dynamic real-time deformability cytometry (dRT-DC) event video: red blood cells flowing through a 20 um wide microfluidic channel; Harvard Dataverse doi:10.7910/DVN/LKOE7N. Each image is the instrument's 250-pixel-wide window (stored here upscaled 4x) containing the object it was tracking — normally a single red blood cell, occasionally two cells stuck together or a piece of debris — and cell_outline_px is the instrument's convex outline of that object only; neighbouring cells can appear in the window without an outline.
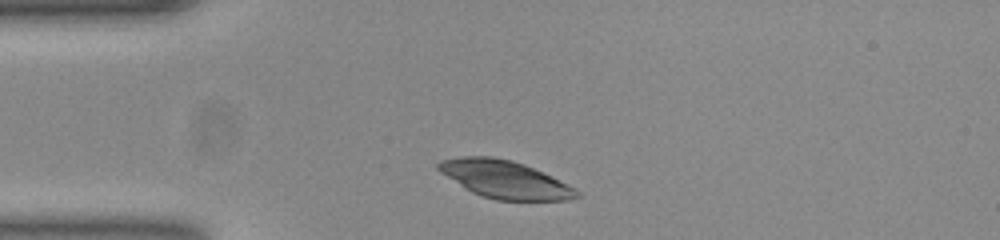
{"species": "common noctule bat (a hibernating species)", "species_latin": "Nyctalus noctula", "temperature_condition": "room temperature", "stored_images_in_passage": 33, "camera_frame_rate_fps": 3000, "um_per_image_px": 0.085, "animal": {"sex": "female", "body_mass_g": 23.0, "forearm_length_mm": 53.4}, "frame": {"image": 1, "passage_image": 1, "time_ms": 0.0, "image_size_px": [1000, 240], "cell_outline_px": [[580, 196], [568, 200], [496, 200], [472, 192], [440, 172], [436, 168], [436, 164], [440, 160], [460, 156], [492, 156], [512, 160], [524, 164], [576, 188], [580, 192]], "centroid_in_image_um": [42.89, 15.24], "position_along_channel_um": 42.1, "area_um2": 30.11}}
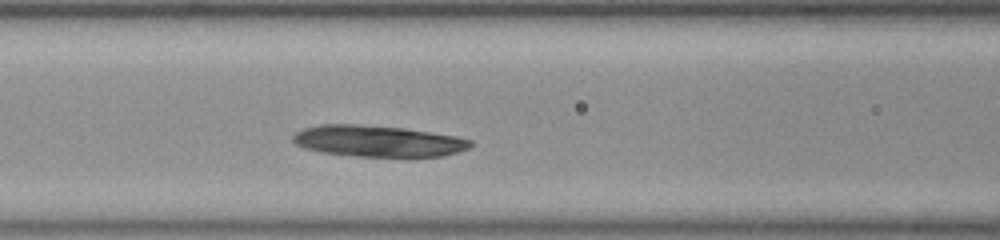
{"frame": {"image": 2, "passage_image": 10, "time_ms": 3.0, "image_size_px": [1000, 240], "cell_outline_px": [[472, 144], [468, 148], [444, 156], [408, 160], [360, 156], [320, 152], [304, 148], [296, 144], [292, 140], [292, 136], [296, 132], [304, 128], [320, 124], [352, 124], [404, 128], [456, 136], [472, 140]], "centroid_in_image_um": [32.18, 12.03], "position_along_channel_um": 134.4, "area_um2": 33.35}}
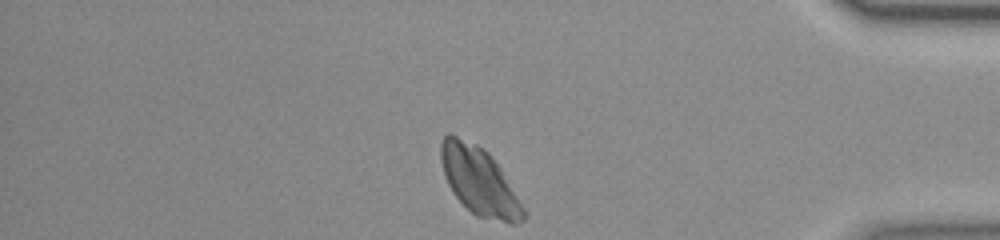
{"frame": {"image": 3, "passage_image": 33, "time_ms": 10.667, "image_size_px": [1000, 240], "cell_outline_px": [[528, 216], [524, 220], [516, 224], [508, 224], [476, 216], [452, 192], [448, 184], [440, 160], [440, 144], [444, 136], [448, 132], [452, 132], [476, 144], [488, 152], [500, 168], [528, 212]], "centroid_in_image_um": [40.76, 15.41], "position_along_channel_um": 394.4, "area_um2": 32.89}}